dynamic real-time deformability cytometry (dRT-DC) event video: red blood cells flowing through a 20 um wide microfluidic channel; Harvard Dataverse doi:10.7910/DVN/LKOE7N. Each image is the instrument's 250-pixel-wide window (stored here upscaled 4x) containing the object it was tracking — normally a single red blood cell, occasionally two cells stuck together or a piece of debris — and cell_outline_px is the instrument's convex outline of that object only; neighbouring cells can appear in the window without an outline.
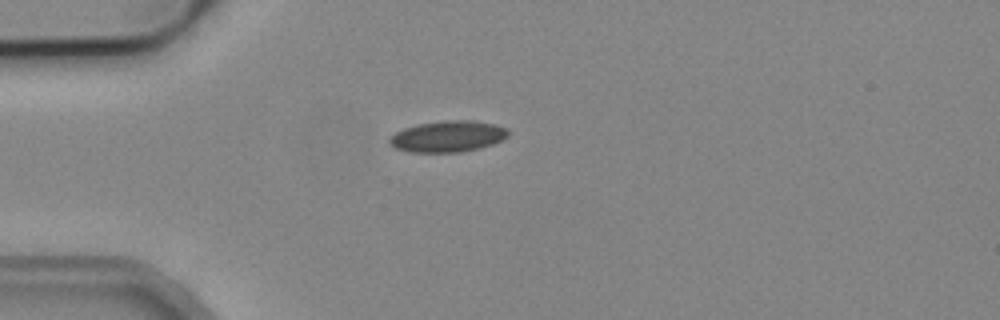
{"species": "common noctule bat (a hibernating species)", "species_latin": "Nyctalus noctula", "temperature_condition": "cold", "stored_images_in_passage": 3, "camera_frame_rate_fps": 3000, "um_per_image_px": 0.085, "animal": {"sex": "male", "body_mass_g": 19.2, "forearm_length_mm": 51.8}, "frame": {"image": 1, "passage_image": 1, "time_ms": 0.0, "image_size_px": [1000, 320], "cell_outline_px": [[508, 136], [504, 140], [480, 148], [460, 152], [408, 152], [396, 148], [388, 144], [388, 140], [396, 132], [404, 128], [420, 124], [448, 120], [476, 120], [496, 124], [508, 128]], "centroid_in_image_um": [38.1, 11.59], "position_along_channel_um": 46.9, "area_um2": 21.73}}